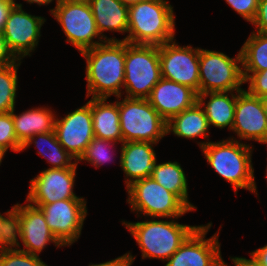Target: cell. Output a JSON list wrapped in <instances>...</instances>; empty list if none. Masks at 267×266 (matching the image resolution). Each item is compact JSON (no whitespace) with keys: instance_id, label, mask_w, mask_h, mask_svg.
<instances>
[{"instance_id":"35","label":"cell","mask_w":267,"mask_h":266,"mask_svg":"<svg viewBox=\"0 0 267 266\" xmlns=\"http://www.w3.org/2000/svg\"><path fill=\"white\" fill-rule=\"evenodd\" d=\"M251 24L255 26V32L267 34V0L258 1L257 14Z\"/></svg>"},{"instance_id":"42","label":"cell","mask_w":267,"mask_h":266,"mask_svg":"<svg viewBox=\"0 0 267 266\" xmlns=\"http://www.w3.org/2000/svg\"><path fill=\"white\" fill-rule=\"evenodd\" d=\"M122 3H124L127 6H130L132 4L138 3L143 0H120Z\"/></svg>"},{"instance_id":"23","label":"cell","mask_w":267,"mask_h":266,"mask_svg":"<svg viewBox=\"0 0 267 266\" xmlns=\"http://www.w3.org/2000/svg\"><path fill=\"white\" fill-rule=\"evenodd\" d=\"M11 112L15 133L22 146L36 134L54 131L56 113L51 107L31 108L21 114H16L14 108Z\"/></svg>"},{"instance_id":"12","label":"cell","mask_w":267,"mask_h":266,"mask_svg":"<svg viewBox=\"0 0 267 266\" xmlns=\"http://www.w3.org/2000/svg\"><path fill=\"white\" fill-rule=\"evenodd\" d=\"M172 40L159 45L161 77L185 85L199 94V48Z\"/></svg>"},{"instance_id":"2","label":"cell","mask_w":267,"mask_h":266,"mask_svg":"<svg viewBox=\"0 0 267 266\" xmlns=\"http://www.w3.org/2000/svg\"><path fill=\"white\" fill-rule=\"evenodd\" d=\"M213 170L231 184L235 194L246 189L257 196V186L252 164L253 147L230 136L217 142H198Z\"/></svg>"},{"instance_id":"7","label":"cell","mask_w":267,"mask_h":266,"mask_svg":"<svg viewBox=\"0 0 267 266\" xmlns=\"http://www.w3.org/2000/svg\"><path fill=\"white\" fill-rule=\"evenodd\" d=\"M127 203L140 217L180 218L191 210L173 193L151 177L133 182L127 188ZM140 214V215H139Z\"/></svg>"},{"instance_id":"31","label":"cell","mask_w":267,"mask_h":266,"mask_svg":"<svg viewBox=\"0 0 267 266\" xmlns=\"http://www.w3.org/2000/svg\"><path fill=\"white\" fill-rule=\"evenodd\" d=\"M0 146L6 151L21 152L22 145L18 142L12 120V112L0 113Z\"/></svg>"},{"instance_id":"15","label":"cell","mask_w":267,"mask_h":266,"mask_svg":"<svg viewBox=\"0 0 267 266\" xmlns=\"http://www.w3.org/2000/svg\"><path fill=\"white\" fill-rule=\"evenodd\" d=\"M76 162L72 167L45 169L30 180L26 203L51 204L64 199H84L74 193Z\"/></svg>"},{"instance_id":"39","label":"cell","mask_w":267,"mask_h":266,"mask_svg":"<svg viewBox=\"0 0 267 266\" xmlns=\"http://www.w3.org/2000/svg\"><path fill=\"white\" fill-rule=\"evenodd\" d=\"M250 256L258 266H267V244L250 252Z\"/></svg>"},{"instance_id":"11","label":"cell","mask_w":267,"mask_h":266,"mask_svg":"<svg viewBox=\"0 0 267 266\" xmlns=\"http://www.w3.org/2000/svg\"><path fill=\"white\" fill-rule=\"evenodd\" d=\"M85 199H64L51 204H31L38 207L46 223L63 246H71L81 235L87 216Z\"/></svg>"},{"instance_id":"16","label":"cell","mask_w":267,"mask_h":266,"mask_svg":"<svg viewBox=\"0 0 267 266\" xmlns=\"http://www.w3.org/2000/svg\"><path fill=\"white\" fill-rule=\"evenodd\" d=\"M57 117L56 115L54 131L58 142L77 161L94 138L91 99L63 118Z\"/></svg>"},{"instance_id":"9","label":"cell","mask_w":267,"mask_h":266,"mask_svg":"<svg viewBox=\"0 0 267 266\" xmlns=\"http://www.w3.org/2000/svg\"><path fill=\"white\" fill-rule=\"evenodd\" d=\"M49 12L62 27L66 42L79 52L105 42L98 32L88 1H59Z\"/></svg>"},{"instance_id":"14","label":"cell","mask_w":267,"mask_h":266,"mask_svg":"<svg viewBox=\"0 0 267 266\" xmlns=\"http://www.w3.org/2000/svg\"><path fill=\"white\" fill-rule=\"evenodd\" d=\"M46 19L23 10L21 3H15L3 28V35L11 52L18 60L31 56L38 46L41 27Z\"/></svg>"},{"instance_id":"38","label":"cell","mask_w":267,"mask_h":266,"mask_svg":"<svg viewBox=\"0 0 267 266\" xmlns=\"http://www.w3.org/2000/svg\"><path fill=\"white\" fill-rule=\"evenodd\" d=\"M16 0H0V32H3L8 15Z\"/></svg>"},{"instance_id":"22","label":"cell","mask_w":267,"mask_h":266,"mask_svg":"<svg viewBox=\"0 0 267 266\" xmlns=\"http://www.w3.org/2000/svg\"><path fill=\"white\" fill-rule=\"evenodd\" d=\"M231 96H229V94ZM235 93V94H234ZM209 96V100L205 101ZM231 97V98H230ZM237 91L231 92H206L197 95V102L203 108L209 126L232 130L234 123Z\"/></svg>"},{"instance_id":"30","label":"cell","mask_w":267,"mask_h":266,"mask_svg":"<svg viewBox=\"0 0 267 266\" xmlns=\"http://www.w3.org/2000/svg\"><path fill=\"white\" fill-rule=\"evenodd\" d=\"M0 266H48L37 255L21 251L14 246L0 249Z\"/></svg>"},{"instance_id":"41","label":"cell","mask_w":267,"mask_h":266,"mask_svg":"<svg viewBox=\"0 0 267 266\" xmlns=\"http://www.w3.org/2000/svg\"><path fill=\"white\" fill-rule=\"evenodd\" d=\"M25 2L29 3V4H38L39 6L42 5H49L50 3H52L54 0H24ZM59 2V0H56V4Z\"/></svg>"},{"instance_id":"3","label":"cell","mask_w":267,"mask_h":266,"mask_svg":"<svg viewBox=\"0 0 267 266\" xmlns=\"http://www.w3.org/2000/svg\"><path fill=\"white\" fill-rule=\"evenodd\" d=\"M175 25L173 6L167 0H143L128 6V32L123 41L162 45L174 40Z\"/></svg>"},{"instance_id":"19","label":"cell","mask_w":267,"mask_h":266,"mask_svg":"<svg viewBox=\"0 0 267 266\" xmlns=\"http://www.w3.org/2000/svg\"><path fill=\"white\" fill-rule=\"evenodd\" d=\"M155 143L129 141L122 142L120 153V167L125 174L126 188L133 182L151 176L155 165Z\"/></svg>"},{"instance_id":"5","label":"cell","mask_w":267,"mask_h":266,"mask_svg":"<svg viewBox=\"0 0 267 266\" xmlns=\"http://www.w3.org/2000/svg\"><path fill=\"white\" fill-rule=\"evenodd\" d=\"M125 97L147 99L161 79L159 45L125 41Z\"/></svg>"},{"instance_id":"13","label":"cell","mask_w":267,"mask_h":266,"mask_svg":"<svg viewBox=\"0 0 267 266\" xmlns=\"http://www.w3.org/2000/svg\"><path fill=\"white\" fill-rule=\"evenodd\" d=\"M211 226V222L199 225L167 260L165 266H229L221 256L219 232L206 239Z\"/></svg>"},{"instance_id":"27","label":"cell","mask_w":267,"mask_h":266,"mask_svg":"<svg viewBox=\"0 0 267 266\" xmlns=\"http://www.w3.org/2000/svg\"><path fill=\"white\" fill-rule=\"evenodd\" d=\"M244 80L253 72L267 70V34L251 32L240 48Z\"/></svg>"},{"instance_id":"33","label":"cell","mask_w":267,"mask_h":266,"mask_svg":"<svg viewBox=\"0 0 267 266\" xmlns=\"http://www.w3.org/2000/svg\"><path fill=\"white\" fill-rule=\"evenodd\" d=\"M244 82H249L246 90L249 94L259 98L267 96V70L251 73Z\"/></svg>"},{"instance_id":"44","label":"cell","mask_w":267,"mask_h":266,"mask_svg":"<svg viewBox=\"0 0 267 266\" xmlns=\"http://www.w3.org/2000/svg\"><path fill=\"white\" fill-rule=\"evenodd\" d=\"M6 152H7V151H6L3 147L0 146V165H1V163H2V160H3V158H4L5 154H6Z\"/></svg>"},{"instance_id":"18","label":"cell","mask_w":267,"mask_h":266,"mask_svg":"<svg viewBox=\"0 0 267 266\" xmlns=\"http://www.w3.org/2000/svg\"><path fill=\"white\" fill-rule=\"evenodd\" d=\"M147 99L168 122L177 114L192 107L197 102V93L188 86L161 77Z\"/></svg>"},{"instance_id":"43","label":"cell","mask_w":267,"mask_h":266,"mask_svg":"<svg viewBox=\"0 0 267 266\" xmlns=\"http://www.w3.org/2000/svg\"><path fill=\"white\" fill-rule=\"evenodd\" d=\"M261 99H262V104H263V107H264L265 114L267 116V96L262 97Z\"/></svg>"},{"instance_id":"8","label":"cell","mask_w":267,"mask_h":266,"mask_svg":"<svg viewBox=\"0 0 267 266\" xmlns=\"http://www.w3.org/2000/svg\"><path fill=\"white\" fill-rule=\"evenodd\" d=\"M243 83L241 50L230 58L223 52L199 48V94L242 91Z\"/></svg>"},{"instance_id":"45","label":"cell","mask_w":267,"mask_h":266,"mask_svg":"<svg viewBox=\"0 0 267 266\" xmlns=\"http://www.w3.org/2000/svg\"><path fill=\"white\" fill-rule=\"evenodd\" d=\"M59 1H87V0H59Z\"/></svg>"},{"instance_id":"24","label":"cell","mask_w":267,"mask_h":266,"mask_svg":"<svg viewBox=\"0 0 267 266\" xmlns=\"http://www.w3.org/2000/svg\"><path fill=\"white\" fill-rule=\"evenodd\" d=\"M167 135L171 132L177 137L209 140V123L203 108L196 102L167 122Z\"/></svg>"},{"instance_id":"6","label":"cell","mask_w":267,"mask_h":266,"mask_svg":"<svg viewBox=\"0 0 267 266\" xmlns=\"http://www.w3.org/2000/svg\"><path fill=\"white\" fill-rule=\"evenodd\" d=\"M120 126L123 142L159 143L167 135V122L145 98L125 97L119 101Z\"/></svg>"},{"instance_id":"37","label":"cell","mask_w":267,"mask_h":266,"mask_svg":"<svg viewBox=\"0 0 267 266\" xmlns=\"http://www.w3.org/2000/svg\"><path fill=\"white\" fill-rule=\"evenodd\" d=\"M134 261H135V256H133L132 253L127 252L122 256H119L113 260L99 264L90 263L89 266H131Z\"/></svg>"},{"instance_id":"4","label":"cell","mask_w":267,"mask_h":266,"mask_svg":"<svg viewBox=\"0 0 267 266\" xmlns=\"http://www.w3.org/2000/svg\"><path fill=\"white\" fill-rule=\"evenodd\" d=\"M151 219L142 222L122 221V225L139 245L142 259L157 258L167 261L199 227L180 224L174 220L178 218H169V221L155 220L154 217Z\"/></svg>"},{"instance_id":"34","label":"cell","mask_w":267,"mask_h":266,"mask_svg":"<svg viewBox=\"0 0 267 266\" xmlns=\"http://www.w3.org/2000/svg\"><path fill=\"white\" fill-rule=\"evenodd\" d=\"M247 22L251 23L257 14L259 0H225Z\"/></svg>"},{"instance_id":"29","label":"cell","mask_w":267,"mask_h":266,"mask_svg":"<svg viewBox=\"0 0 267 266\" xmlns=\"http://www.w3.org/2000/svg\"><path fill=\"white\" fill-rule=\"evenodd\" d=\"M116 144L117 143L110 140L94 137L86 147L84 153L77 160V163L87 161L95 168H98L106 162L112 161L113 150L111 151L109 148L113 146L115 147ZM109 152L112 153L109 154Z\"/></svg>"},{"instance_id":"1","label":"cell","mask_w":267,"mask_h":266,"mask_svg":"<svg viewBox=\"0 0 267 266\" xmlns=\"http://www.w3.org/2000/svg\"><path fill=\"white\" fill-rule=\"evenodd\" d=\"M80 54L86 59V98L122 97L125 75V40L105 41ZM123 93V94H122Z\"/></svg>"},{"instance_id":"17","label":"cell","mask_w":267,"mask_h":266,"mask_svg":"<svg viewBox=\"0 0 267 266\" xmlns=\"http://www.w3.org/2000/svg\"><path fill=\"white\" fill-rule=\"evenodd\" d=\"M240 140L267 144V116L262 99L249 94L245 89L237 91L232 130Z\"/></svg>"},{"instance_id":"21","label":"cell","mask_w":267,"mask_h":266,"mask_svg":"<svg viewBox=\"0 0 267 266\" xmlns=\"http://www.w3.org/2000/svg\"><path fill=\"white\" fill-rule=\"evenodd\" d=\"M107 99L91 98L94 137L122 144L118 99L113 103Z\"/></svg>"},{"instance_id":"25","label":"cell","mask_w":267,"mask_h":266,"mask_svg":"<svg viewBox=\"0 0 267 266\" xmlns=\"http://www.w3.org/2000/svg\"><path fill=\"white\" fill-rule=\"evenodd\" d=\"M169 192L175 194L191 211L197 209L188 198L187 177L180 163L168 161L153 166L150 176Z\"/></svg>"},{"instance_id":"26","label":"cell","mask_w":267,"mask_h":266,"mask_svg":"<svg viewBox=\"0 0 267 266\" xmlns=\"http://www.w3.org/2000/svg\"><path fill=\"white\" fill-rule=\"evenodd\" d=\"M32 144H35L36 148L39 149L37 153L51 165L49 169L69 168L77 162L58 142L55 131L34 135L24 143L21 151L26 150Z\"/></svg>"},{"instance_id":"32","label":"cell","mask_w":267,"mask_h":266,"mask_svg":"<svg viewBox=\"0 0 267 266\" xmlns=\"http://www.w3.org/2000/svg\"><path fill=\"white\" fill-rule=\"evenodd\" d=\"M0 213V249L13 246L14 206L12 209Z\"/></svg>"},{"instance_id":"28","label":"cell","mask_w":267,"mask_h":266,"mask_svg":"<svg viewBox=\"0 0 267 266\" xmlns=\"http://www.w3.org/2000/svg\"><path fill=\"white\" fill-rule=\"evenodd\" d=\"M21 60L0 67V113L11 112L15 108L18 90V68Z\"/></svg>"},{"instance_id":"20","label":"cell","mask_w":267,"mask_h":266,"mask_svg":"<svg viewBox=\"0 0 267 266\" xmlns=\"http://www.w3.org/2000/svg\"><path fill=\"white\" fill-rule=\"evenodd\" d=\"M98 32L105 41H121L115 37L108 38L103 32H128V6L120 0H87Z\"/></svg>"},{"instance_id":"10","label":"cell","mask_w":267,"mask_h":266,"mask_svg":"<svg viewBox=\"0 0 267 266\" xmlns=\"http://www.w3.org/2000/svg\"><path fill=\"white\" fill-rule=\"evenodd\" d=\"M13 246L17 249L32 255H37L49 245L63 247L58 239L50 231L42 211L29 203L14 205V227H13ZM24 247L21 249V243ZM46 246V247H45Z\"/></svg>"},{"instance_id":"40","label":"cell","mask_w":267,"mask_h":266,"mask_svg":"<svg viewBox=\"0 0 267 266\" xmlns=\"http://www.w3.org/2000/svg\"><path fill=\"white\" fill-rule=\"evenodd\" d=\"M230 259L235 266H258L254 261L245 257H230Z\"/></svg>"},{"instance_id":"36","label":"cell","mask_w":267,"mask_h":266,"mask_svg":"<svg viewBox=\"0 0 267 266\" xmlns=\"http://www.w3.org/2000/svg\"><path fill=\"white\" fill-rule=\"evenodd\" d=\"M17 61L18 59L9 49L3 33L0 32V67L13 64Z\"/></svg>"}]
</instances>
